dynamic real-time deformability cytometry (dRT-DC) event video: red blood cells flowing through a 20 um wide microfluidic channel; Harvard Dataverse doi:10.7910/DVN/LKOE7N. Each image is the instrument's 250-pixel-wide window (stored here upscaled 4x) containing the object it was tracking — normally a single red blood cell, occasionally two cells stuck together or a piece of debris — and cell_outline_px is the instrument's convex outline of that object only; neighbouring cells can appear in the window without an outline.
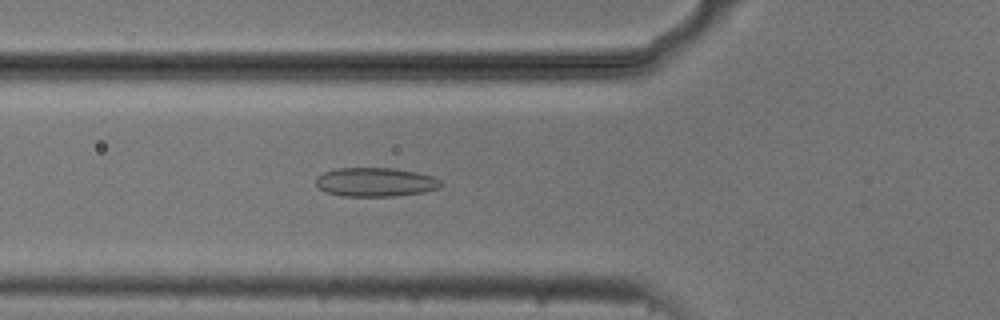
{"species": "common noctule bat (a hibernating species)", "species_latin": "Nyctalus noctula", "temperature_condition": "cold", "stored_images_in_passage": 54, "camera_frame_rate_fps": 3000, "um_per_image_px": 0.085, "animal": {"sex": "male", "body_mass_g": 20.5, "forearm_length_mm": 52.5}, "frame": {"image": 1, "passage_image": 19, "time_ms": 6.0, "image_size_px": [1000, 320], "cell_outline_px": [[444, 184], [440, 188], [424, 192], [396, 196], [340, 196], [324, 192], [316, 184], [316, 176], [324, 172], [336, 168], [396, 168], [416, 172], [432, 176], [440, 180]], "centroid_in_image_um": [31.92, 15.48], "position_along_channel_um": 93.9, "area_um2": 21.33}}
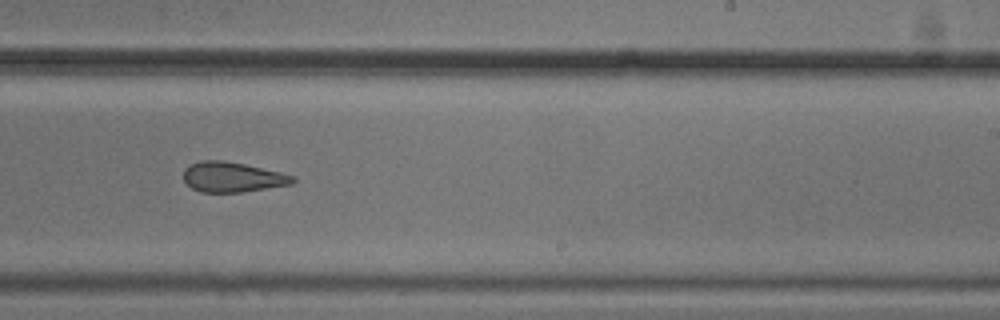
{"frame": {"image": 2, "passage_image": 33, "time_ms": 10.667, "image_size_px": [1000, 320], "cell_outline_px": [[296, 180], [292, 184], [240, 192], [200, 192], [192, 188], [184, 180], [184, 168], [200, 160], [224, 160], [244, 164], [280, 172], [296, 176]], "centroid_in_image_um": [19.76, 15.04], "position_along_channel_um": 269.2, "area_um2": 19.07}}
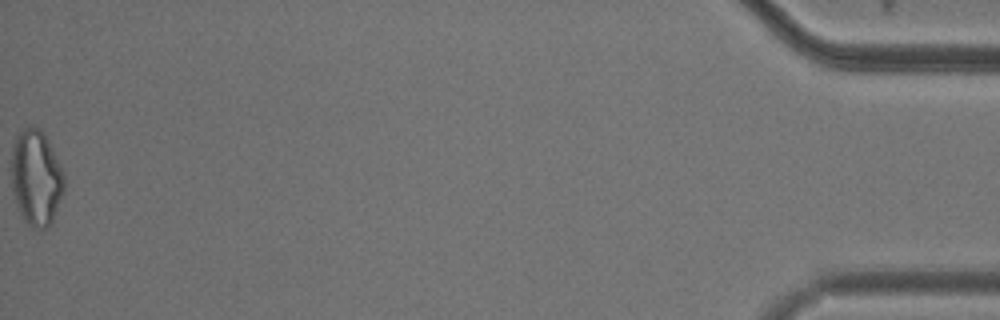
{"frame": {"image": 3, "passage_image": 54, "time_ms": 17.667, "image_size_px": [1000, 320], "cell_outline_px": [[64, 192], [52, 220], [48, 228], [32, 228], [28, 224], [20, 212], [12, 192], [12, 148], [16, 136], [20, 128], [40, 128], [44, 132], [64, 172]], "centroid_in_image_um": [3.08, 15.09], "position_along_channel_um": 432.1, "area_um2": 29.36}, "authors_computed_cell_mechanics": {"area_um2": 22.0507, "velocity_mm_per_s": 3.7513, "shape_relaxation_time_tau1_ms": null, "shape_relaxation_time_tau2_ms": 4.0278, "deformation_change_tau1": null, "deformation_change_tau2": 0.1172}}